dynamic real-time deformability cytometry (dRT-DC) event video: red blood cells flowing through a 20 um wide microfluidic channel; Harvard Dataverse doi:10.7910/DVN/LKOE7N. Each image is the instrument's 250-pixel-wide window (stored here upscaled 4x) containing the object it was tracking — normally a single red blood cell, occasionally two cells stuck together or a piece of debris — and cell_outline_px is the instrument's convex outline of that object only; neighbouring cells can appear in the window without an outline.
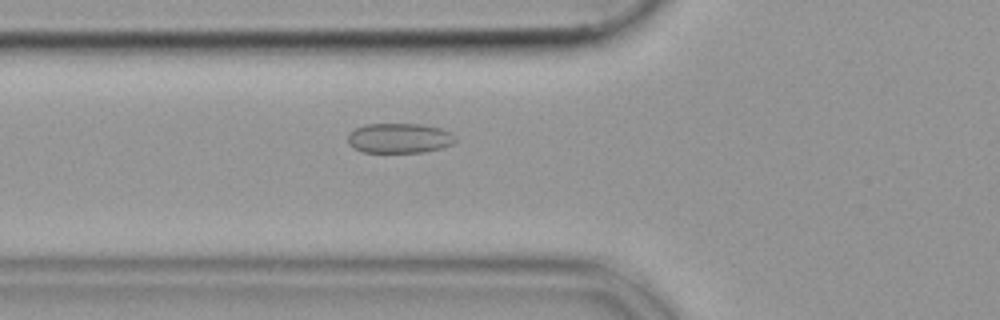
{"species": "common noctule bat (a hibernating species)", "species_latin": "Nyctalus noctula", "temperature_condition": "cold", "stored_images_in_passage": 38, "camera_frame_rate_fps": 3000, "um_per_image_px": 0.085, "animal": {"sex": "female", "body_mass_g": 19.9}, "frame": {"image": 1, "passage_image": 4, "time_ms": 1.0, "image_size_px": [1000, 320], "cell_outline_px": [[456, 140], [452, 144], [440, 148], [424, 152], [364, 152], [348, 144], [348, 132], [364, 124], [424, 124], [440, 128], [452, 132], [456, 136]], "centroid_in_image_um": [33.96, 11.73], "position_along_channel_um": 91.8, "area_um2": 18.84}}
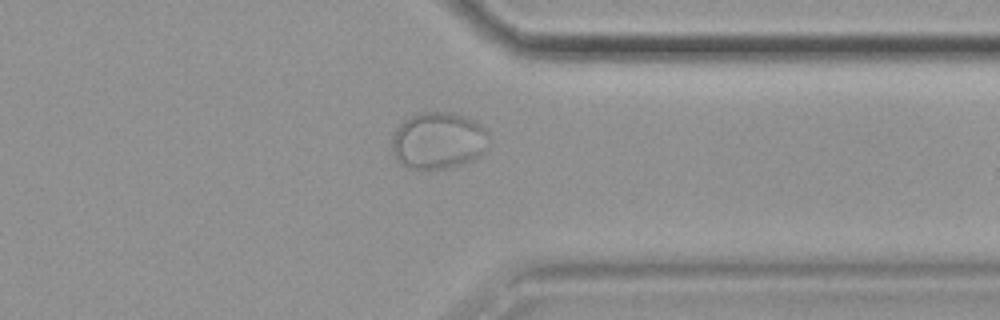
{"frame": {"image": 2, "passage_image": 27, "time_ms": 8.667, "image_size_px": [1000, 320], "cell_outline_px": [[488, 148], [480, 156], [472, 160], [460, 164], [444, 168], [412, 168], [400, 164], [396, 160], [392, 152], [392, 136], [396, 128], [404, 120], [420, 112], [452, 112], [464, 116], [488, 128]], "centroid_in_image_um": [37.27, 11.94], "position_along_channel_um": 374.1, "area_um2": 32.25}}